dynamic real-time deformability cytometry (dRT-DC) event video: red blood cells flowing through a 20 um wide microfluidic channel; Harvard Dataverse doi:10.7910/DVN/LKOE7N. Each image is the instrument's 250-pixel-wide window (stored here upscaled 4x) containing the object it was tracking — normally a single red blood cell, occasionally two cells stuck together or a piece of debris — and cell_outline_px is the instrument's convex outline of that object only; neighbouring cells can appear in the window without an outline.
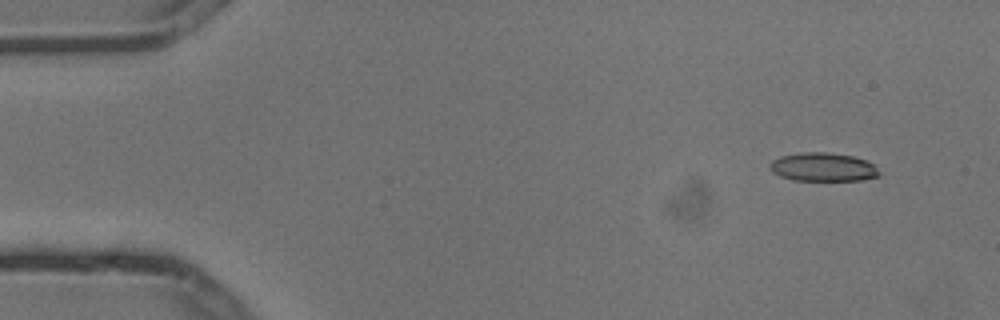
{"species": "common noctule bat (a hibernating species)", "species_latin": "Nyctalus noctula", "temperature_condition": "cold", "stored_images_in_passage": 4, "camera_frame_rate_fps": 3000, "um_per_image_px": 0.085, "animal": {"sex": "male", "body_mass_g": 13.3}, "frame": {"image": 1, "passage_image": 1, "time_ms": 0.0, "image_size_px": [1000, 320], "cell_outline_px": [[880, 176], [860, 180], [792, 180], [780, 176], [772, 172], [768, 168], [768, 164], [772, 160], [780, 156], [800, 152], [828, 152], [852, 156], [868, 160], [876, 164], [880, 172]], "centroid_in_image_um": [69.96, 14.19], "position_along_channel_um": 15.0, "area_um2": 18.55}}